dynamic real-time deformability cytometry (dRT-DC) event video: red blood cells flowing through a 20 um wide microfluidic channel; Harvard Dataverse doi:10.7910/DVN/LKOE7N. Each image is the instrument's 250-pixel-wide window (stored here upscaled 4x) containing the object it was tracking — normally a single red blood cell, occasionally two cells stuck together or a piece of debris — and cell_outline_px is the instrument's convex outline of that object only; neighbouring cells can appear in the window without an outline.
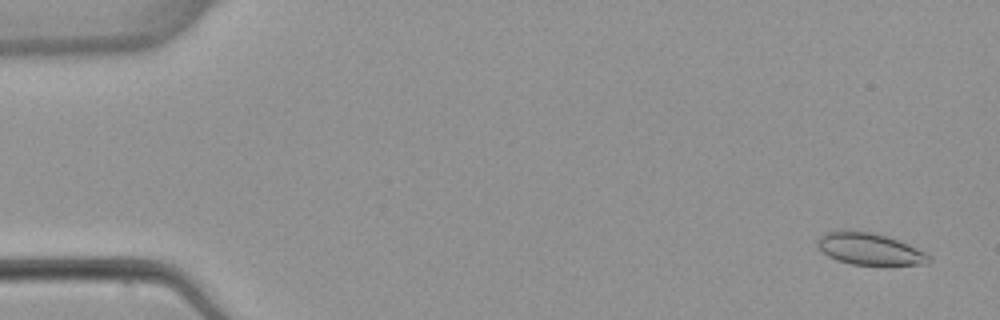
{"species": "common noctule bat (a hibernating species)", "species_latin": "Nyctalus noctula", "temperature_condition": "warm", "stored_images_in_passage": 5, "camera_frame_rate_fps": 3000, "um_per_image_px": 0.085, "animal": {"sex": "female", "body_mass_g": 22.7, "forearm_length_mm": 54.2}, "frame": {"image": 1, "passage_image": 1, "time_ms": 0.0, "image_size_px": [1000, 320], "cell_outline_px": [[932, 260], [928, 264], [852, 264], [836, 260], [828, 256], [816, 244], [816, 240], [820, 236], [828, 232], [872, 232], [908, 244], [932, 256]], "centroid_in_image_um": [73.94, 21.18], "position_along_channel_um": 11.1, "area_um2": 20.0}}
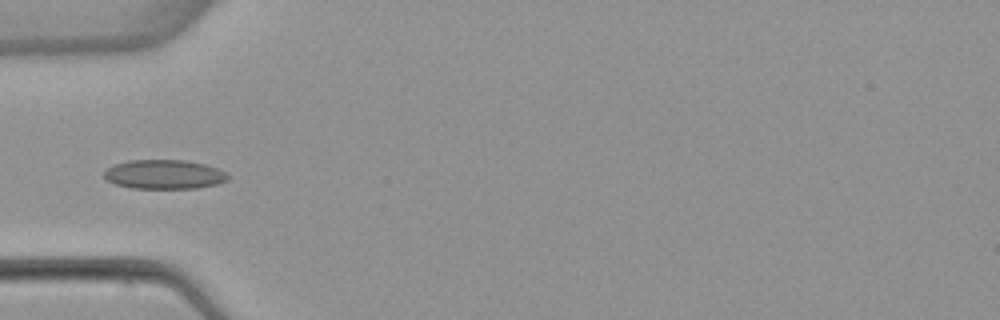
{"frame": {"image": 2, "passage_image": 5, "time_ms": 5.0, "image_size_px": [1000, 320], "cell_outline_px": [[228, 180], [216, 184], [196, 188], [132, 188], [116, 184], [104, 180], [104, 172], [112, 164], [128, 160], [184, 160], [204, 164], [216, 168], [224, 172], [228, 176]], "centroid_in_image_um": [13.9, 14.82], "position_along_channel_um": 71.1, "area_um2": 21.04}}